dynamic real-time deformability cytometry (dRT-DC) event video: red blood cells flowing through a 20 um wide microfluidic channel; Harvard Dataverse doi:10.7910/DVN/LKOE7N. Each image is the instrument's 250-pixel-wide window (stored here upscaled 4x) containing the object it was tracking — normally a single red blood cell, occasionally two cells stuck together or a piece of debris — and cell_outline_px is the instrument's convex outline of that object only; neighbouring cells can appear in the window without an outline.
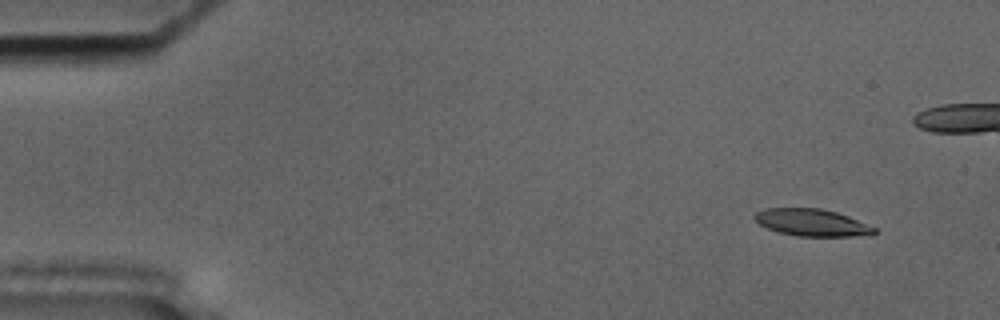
{"species": "common noctule bat (a hibernating species)", "species_latin": "Nyctalus noctula", "temperature_condition": "cold", "stored_images_in_passage": 15, "camera_frame_rate_fps": 3000, "um_per_image_px": 0.085, "animal": {"sex": "male", "body_mass_g": 17.5, "forearm_length_mm": 52.3}, "frame": {"image": 1, "passage_image": 5, "time_ms": 1.333, "image_size_px": [1000, 320], "cell_outline_px": [[876, 232], [872, 236], [796, 236], [780, 232], [768, 228], [760, 224], [752, 216], [756, 212], [764, 208], [820, 208], [836, 212], [848, 216], [876, 228]], "centroid_in_image_um": [69.03, 18.92], "position_along_channel_um": 16.0, "area_um2": 18.9}}